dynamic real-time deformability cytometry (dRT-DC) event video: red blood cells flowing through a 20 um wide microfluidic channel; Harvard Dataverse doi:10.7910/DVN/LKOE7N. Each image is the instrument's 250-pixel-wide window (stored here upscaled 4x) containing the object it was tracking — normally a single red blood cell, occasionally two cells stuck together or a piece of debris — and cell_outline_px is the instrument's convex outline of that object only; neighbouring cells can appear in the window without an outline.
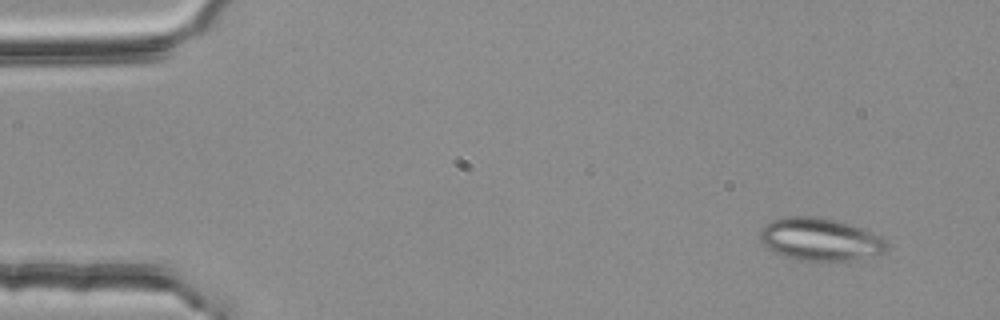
{"species": "common noctule bat (a hibernating species)", "species_latin": "Nyctalus noctula", "temperature_condition": "room temperature", "stored_images_in_passage": 50, "segment_of_instrument_passage": [1, 2], "camera_frame_rate_fps": 3000, "um_per_image_px": 0.085, "animal": {"sex": "female", "body_mass_g": 25.1}, "frame": {"image": 1, "passage_image": 1, "time_ms": 0.0, "image_size_px": [1000, 320], "cell_outline_px": [[888, 244], [884, 252], [852, 260], [800, 260], [784, 256], [768, 248], [760, 240], [760, 232], [772, 220], [784, 216], [816, 216], [836, 220], [860, 228], [880, 236]], "centroid_in_image_um": [69.69, 20.33], "position_along_channel_um": 15.3, "area_um2": 30.92}}